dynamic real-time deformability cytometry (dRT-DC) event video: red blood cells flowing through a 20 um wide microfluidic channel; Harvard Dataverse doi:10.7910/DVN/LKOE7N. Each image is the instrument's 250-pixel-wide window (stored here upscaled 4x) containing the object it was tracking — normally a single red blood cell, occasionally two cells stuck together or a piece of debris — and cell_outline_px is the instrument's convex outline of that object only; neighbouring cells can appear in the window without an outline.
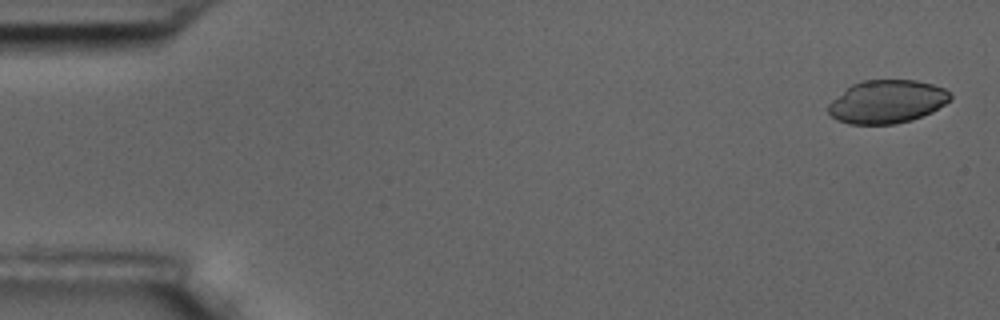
{"species": "common noctule bat (a hibernating species)", "species_latin": "Nyctalus noctula", "temperature_condition": "room temperature", "stored_images_in_passage": 5, "camera_frame_rate_fps": 3000, "um_per_image_px": 0.085, "animal": {"sex": "male", "body_mass_g": 17.5, "forearm_length_mm": 52.3}, "frame": {"image": 1, "passage_image": 1, "time_ms": 0.0, "image_size_px": [1000, 320], "cell_outline_px": [[952, 100], [932, 112], [912, 120], [896, 124], [848, 124], [836, 120], [828, 112], [828, 104], [832, 100], [852, 84], [864, 80], [916, 80], [932, 84], [944, 88], [952, 96]], "centroid_in_image_um": [75.41, 8.65], "position_along_channel_um": 9.6, "area_um2": 30.81}}